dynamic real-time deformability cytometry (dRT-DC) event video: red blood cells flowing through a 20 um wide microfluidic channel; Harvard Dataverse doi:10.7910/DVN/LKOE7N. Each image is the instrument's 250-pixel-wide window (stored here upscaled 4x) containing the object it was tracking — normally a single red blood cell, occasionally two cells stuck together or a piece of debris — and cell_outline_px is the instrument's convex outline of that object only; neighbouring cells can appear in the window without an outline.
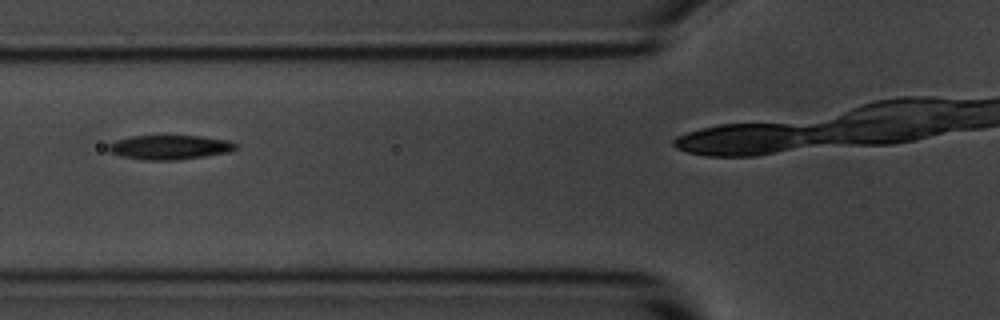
{"species": "common noctule bat (a hibernating species)", "species_latin": "Nyctalus noctula", "temperature_condition": "room temperature", "stored_images_in_passage": 13, "camera_frame_rate_fps": 3000, "um_per_image_px": 0.085, "animal": {"sex": "male", "body_mass_g": 20.1, "forearm_length_mm": 53.5}, "frame": {"image": 1, "passage_image": 10, "time_ms": 3.0, "image_size_px": [1000, 320], "cell_outline_px": [[240, 148], [228, 152], [204, 156], [176, 160], [144, 160], [120, 156], [108, 152], [108, 144], [116, 140], [132, 136], [200, 136], [228, 140], [240, 144]], "centroid_in_image_um": [14.44, 12.52], "position_along_channel_um": 111.4, "area_um2": 18.21}}